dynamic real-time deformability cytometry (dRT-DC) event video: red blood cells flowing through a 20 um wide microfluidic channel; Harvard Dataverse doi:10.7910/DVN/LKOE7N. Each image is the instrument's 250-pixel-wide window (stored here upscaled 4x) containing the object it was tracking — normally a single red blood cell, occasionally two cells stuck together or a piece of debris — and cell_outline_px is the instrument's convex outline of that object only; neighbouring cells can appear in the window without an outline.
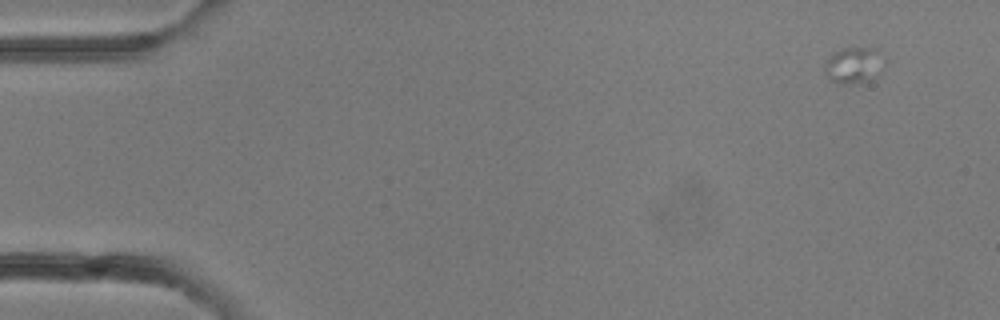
{"species": "common noctule bat (a hibernating species)", "species_latin": "Nyctalus noctula", "temperature_condition": "room temperature", "stored_images_in_passage": 10, "camera_frame_rate_fps": 3000, "um_per_image_px": 0.085, "animal": {"sex": "female"}, "frame": {"image": 1, "passage_image": 3, "time_ms": 0.667, "image_size_px": [1000, 320], "cell_outline_px": [[876, 52], [868, 80], [856, 84], [840, 84], [832, 80], [828, 76], [824, 68], [832, 52], [844, 48], [876, 48]], "centroid_in_image_um": [72.29, 5.54], "position_along_channel_um": 12.7, "area_um2": 10.81}}